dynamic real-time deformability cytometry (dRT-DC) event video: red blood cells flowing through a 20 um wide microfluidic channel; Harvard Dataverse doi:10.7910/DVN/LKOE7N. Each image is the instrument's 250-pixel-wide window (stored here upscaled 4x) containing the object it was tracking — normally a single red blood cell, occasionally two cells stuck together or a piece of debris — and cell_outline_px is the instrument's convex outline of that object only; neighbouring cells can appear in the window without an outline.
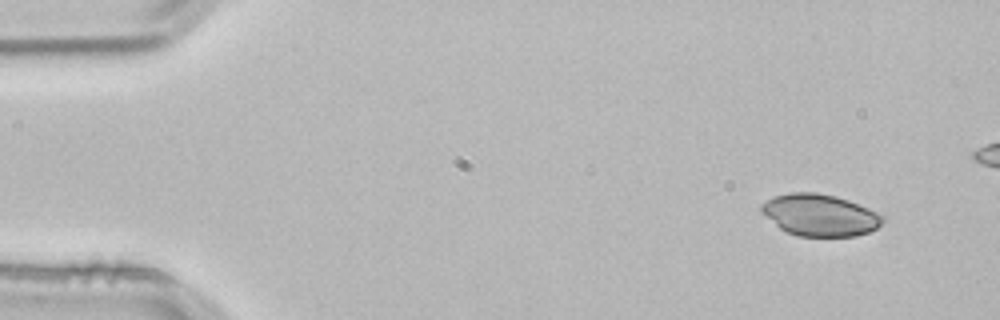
{"species": "common noctule bat (a hibernating species)", "species_latin": "Nyctalus noctula", "temperature_condition": "room temperature", "stored_images_in_passage": 4, "camera_frame_rate_fps": 3000, "um_per_image_px": 0.085, "animal": {"sex": "male", "body_mass_g": 21.5, "forearm_length_mm": 52.0}, "frame": {"image": 1, "passage_image": 1, "time_ms": 0.0, "image_size_px": [1000, 320], "cell_outline_px": [[884, 220], [876, 228], [868, 232], [856, 236], [796, 236], [780, 228], [760, 212], [760, 204], [776, 196], [788, 192], [816, 192], [836, 196], [848, 200], [868, 208], [884, 216]], "centroid_in_image_um": [69.67, 18.28], "position_along_channel_um": 15.3, "area_um2": 29.48}}